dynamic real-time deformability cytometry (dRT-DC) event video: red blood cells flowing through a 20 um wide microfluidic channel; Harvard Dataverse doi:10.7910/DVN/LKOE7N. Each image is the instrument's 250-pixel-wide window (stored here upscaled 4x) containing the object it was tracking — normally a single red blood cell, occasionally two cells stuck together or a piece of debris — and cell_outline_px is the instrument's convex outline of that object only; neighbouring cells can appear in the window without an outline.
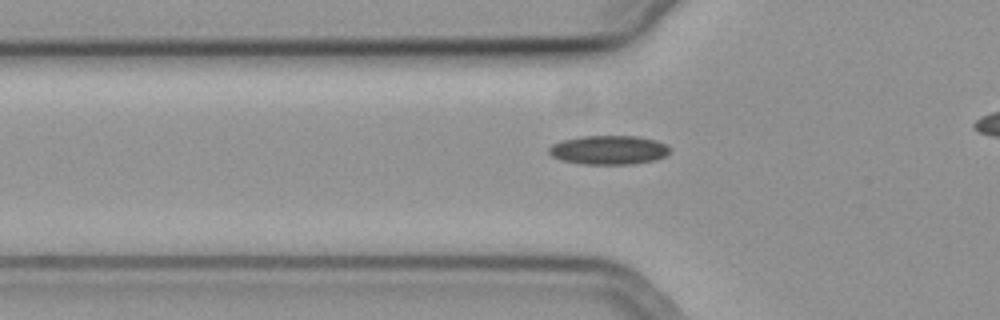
{"species": "common noctule bat (a hibernating species)", "species_latin": "Nyctalus noctula", "temperature_condition": "cold", "stored_images_in_passage": 31, "camera_frame_rate_fps": 3000, "um_per_image_px": 0.085, "animal": {"sex": "female", "body_mass_g": 19.3, "forearm_length_mm": 54.1}, "frame": {"image": 1, "passage_image": 4, "time_ms": 1.0, "image_size_px": [1000, 320], "cell_outline_px": [[672, 148], [664, 156], [656, 160], [636, 164], [580, 164], [560, 160], [552, 156], [548, 152], [548, 148], [552, 144], [564, 140], [584, 136], [636, 136], [656, 140]], "centroid_in_image_um": [51.74, 12.76], "position_along_channel_um": 74.1, "area_um2": 20.52}}
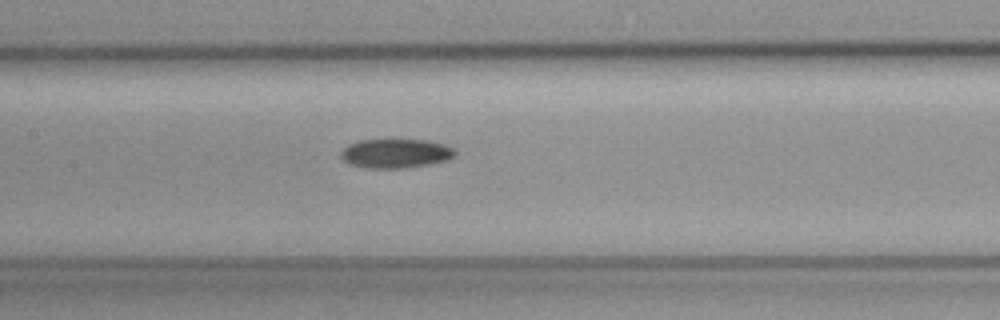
{"frame": {"image": 2, "passage_image": 12, "time_ms": 3.667, "image_size_px": [1000, 320], "cell_outline_px": [[456, 152], [448, 160], [428, 164], [404, 168], [364, 168], [348, 164], [340, 156], [340, 152], [348, 144], [360, 140], [388, 136], [428, 140], [444, 144], [452, 148]], "centroid_in_image_um": [33.57, 12.98], "position_along_channel_um": 173.8, "area_um2": 20.35}}
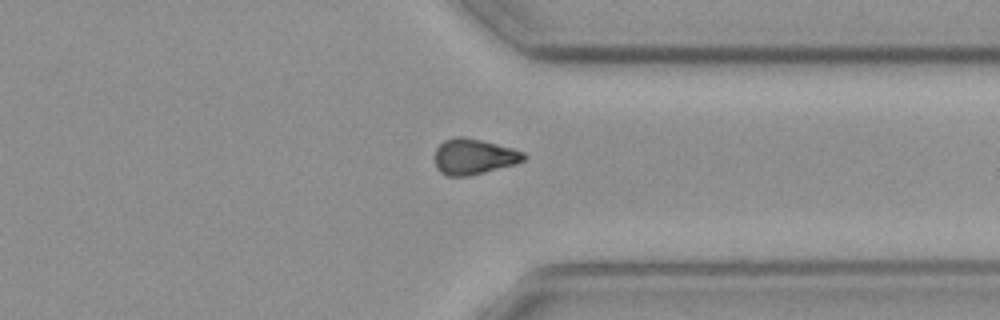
{"frame": {"image": 3, "passage_image": 28, "time_ms": 9.0, "image_size_px": [1000, 320], "cell_outline_px": [[528, 156], [524, 160], [516, 164], [468, 176], [444, 176], [436, 168], [436, 148], [444, 140], [456, 136], [464, 136], [512, 148], [524, 152]], "centroid_in_image_um": [40.27, 13.31], "position_along_channel_um": 371.1, "area_um2": 18.5}}